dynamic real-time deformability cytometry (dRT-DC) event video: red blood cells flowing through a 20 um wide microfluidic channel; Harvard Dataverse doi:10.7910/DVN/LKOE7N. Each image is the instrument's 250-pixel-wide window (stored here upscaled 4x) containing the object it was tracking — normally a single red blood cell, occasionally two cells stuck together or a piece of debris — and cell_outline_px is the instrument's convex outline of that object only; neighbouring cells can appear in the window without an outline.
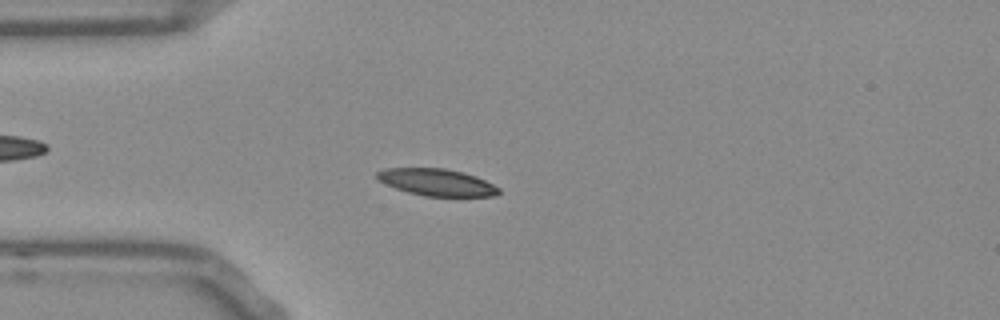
{"species": "Egyptian fruit bat (a non-hibernating species)", "species_latin": "Rousettus aegyptiacus", "temperature_condition": "room temperature", "stored_images_in_passage": 54, "camera_frame_rate_fps": 3000, "um_per_image_px": 0.085, "frame": {"image": 1, "passage_image": 14, "time_ms": 4.333, "image_size_px": [1000, 320], "cell_outline_px": [[500, 192], [496, 196], [424, 196], [408, 192], [396, 188], [380, 180], [376, 176], [376, 172], [384, 168], [444, 168], [464, 172], [476, 176], [500, 188]], "centroid_in_image_um": [37.15, 15.49], "position_along_channel_um": 47.9, "area_um2": 19.02}}
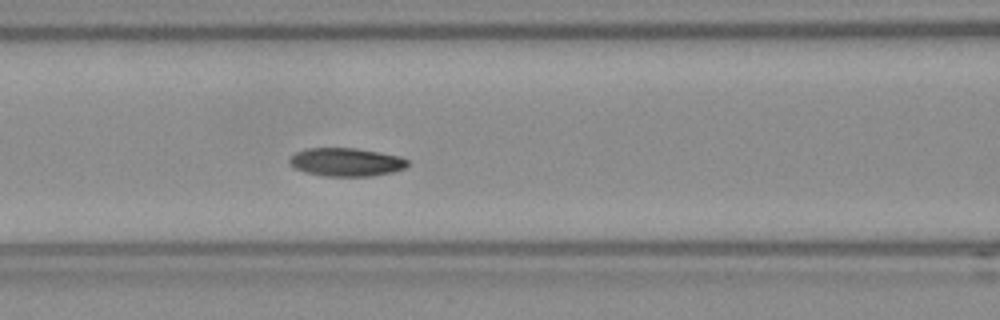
{"frame": {"image": 2, "passage_image": 22, "time_ms": 7.0, "image_size_px": [1000, 320], "cell_outline_px": [[408, 164], [404, 168], [392, 172], [372, 176], [324, 176], [304, 172], [296, 168], [288, 160], [296, 152], [308, 148], [356, 148], [380, 152], [400, 156], [408, 160]], "centroid_in_image_um": [29.44, 13.77], "position_along_channel_um": 137.2, "area_um2": 19.42}}
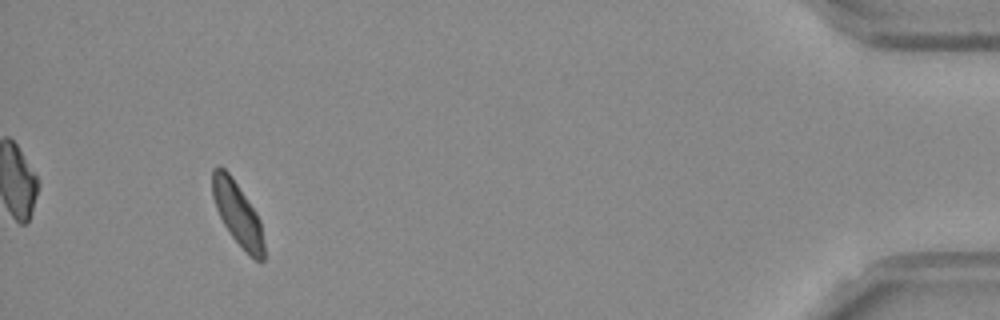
{"frame": {"image": 3, "passage_image": 50, "time_ms": 16.333, "image_size_px": [1000, 320], "cell_outline_px": [[264, 260], [256, 260], [228, 232], [216, 208], [212, 196], [212, 168], [216, 164], [220, 164], [232, 176], [256, 212], [260, 220], [264, 244]], "centroid_in_image_um": [20.16, 18.07], "position_along_channel_um": 415.0, "area_um2": 18.84}, "authors_computed_cell_mechanics": {"area_um2": 19.2763, "velocity_mm_per_s": 3.7546, "shape_relaxation_time_tau1_ms": 2.2632, "shape_relaxation_time_tau2_ms": 3.8089, "deformation_change_tau1": 0.1147, "deformation_change_tau2": 0.0862}}